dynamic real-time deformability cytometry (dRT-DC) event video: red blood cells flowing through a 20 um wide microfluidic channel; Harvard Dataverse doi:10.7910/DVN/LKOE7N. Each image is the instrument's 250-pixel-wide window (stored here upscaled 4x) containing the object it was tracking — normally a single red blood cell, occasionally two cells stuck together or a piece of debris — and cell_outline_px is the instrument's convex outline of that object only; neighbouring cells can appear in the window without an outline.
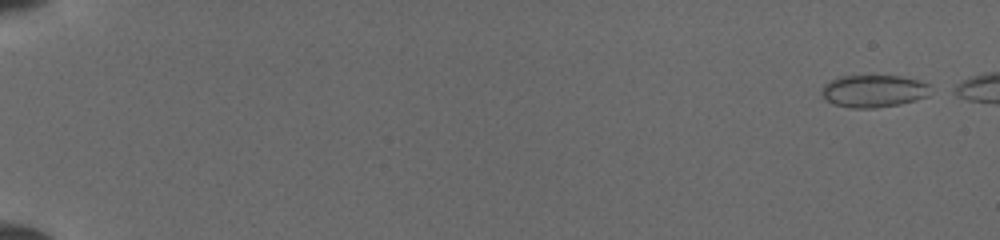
{"species": "common noctule bat (a hibernating species)", "species_latin": "Nyctalus noctula", "temperature_condition": "cold", "stored_images_in_passage": 18, "camera_frame_rate_fps": 3000, "um_per_image_px": 0.085, "animal": {"sex": "female", "body_mass_g": 19.5, "forearm_length_mm": 54.1}, "frame": {"image": 1, "passage_image": 1, "time_ms": 0.0, "image_size_px": [1000, 240], "cell_outline_px": [[928, 96], [916, 100], [900, 104], [876, 108], [852, 108], [836, 104], [828, 100], [820, 92], [820, 88], [824, 84], [840, 76], [900, 76], [920, 80], [928, 84]], "centroid_in_image_um": [74.26, 7.74], "position_along_channel_um": 10.7, "area_um2": 20.4}}
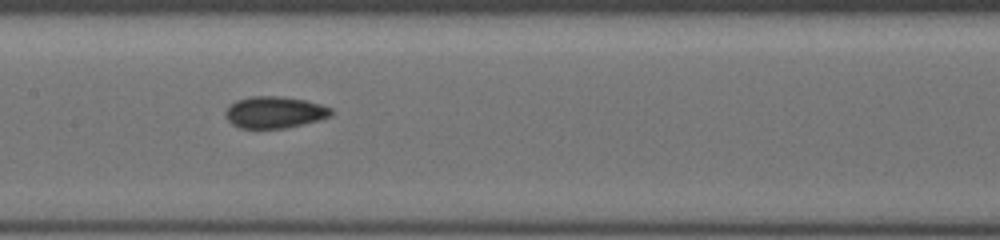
{"frame": {"image": 2, "passage_image": 14, "time_ms": 8.667, "image_size_px": [1000, 240], "cell_outline_px": [[332, 116], [320, 120], [288, 128], [240, 128], [232, 124], [224, 116], [224, 112], [228, 104], [236, 100], [248, 96], [276, 96], [304, 100], [320, 104], [332, 108]], "centroid_in_image_um": [23.31, 9.55], "position_along_channel_um": 184.1, "area_um2": 19.77}}
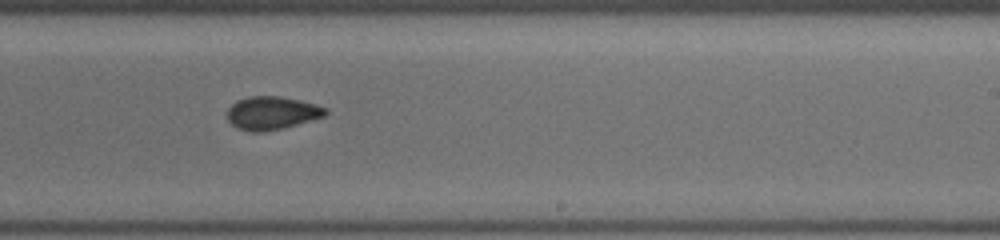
{"frame": {"image": 3, "passage_image": 17, "time_ms": 10.667, "image_size_px": [1000, 240], "cell_outline_px": [[328, 112], [324, 116], [296, 124], [264, 132], [248, 132], [236, 128], [228, 120], [228, 108], [236, 100], [248, 96], [280, 96], [300, 100], [316, 104], [328, 108]], "centroid_in_image_um": [23.09, 9.6], "position_along_channel_um": 265.9, "area_um2": 19.02}}